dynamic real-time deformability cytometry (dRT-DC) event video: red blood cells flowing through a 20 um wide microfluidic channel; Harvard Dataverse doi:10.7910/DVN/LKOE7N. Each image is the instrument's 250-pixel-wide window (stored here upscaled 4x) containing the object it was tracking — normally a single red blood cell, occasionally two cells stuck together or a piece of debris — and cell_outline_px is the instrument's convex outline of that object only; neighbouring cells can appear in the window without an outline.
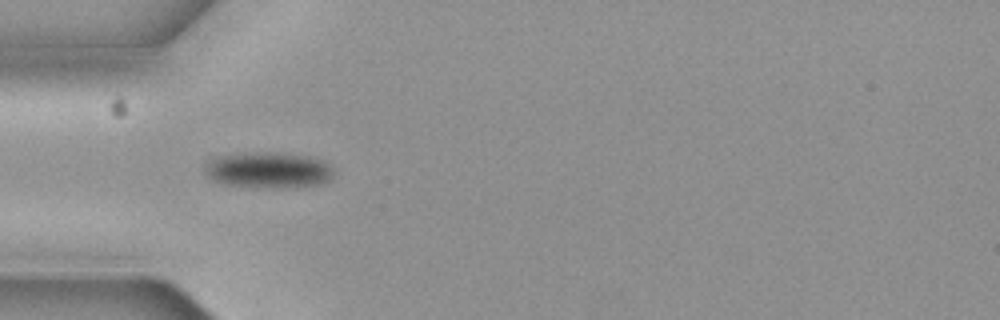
{"species": "common noctule bat (a hibernating species)", "species_latin": "Nyctalus noctula", "temperature_condition": "cold", "stored_images_in_passage": 13, "camera_frame_rate_fps": 3000, "um_per_image_px": 0.085, "animal": {"sex": "female", "body_mass_g": 19.3, "forearm_length_mm": 54.1}, "frame": {"image": 1, "passage_image": 3, "time_ms": 0.667, "image_size_px": [1000, 320], "cell_outline_px": [[336, 172], [332, 180], [320, 184], [296, 188], [276, 188], [228, 184], [216, 180], [208, 176], [204, 172], [204, 164], [220, 156], [268, 152], [276, 152], [308, 156], [324, 160]], "centroid_in_image_um": [22.94, 14.47], "position_along_channel_um": 62.1, "area_um2": 26.93}}
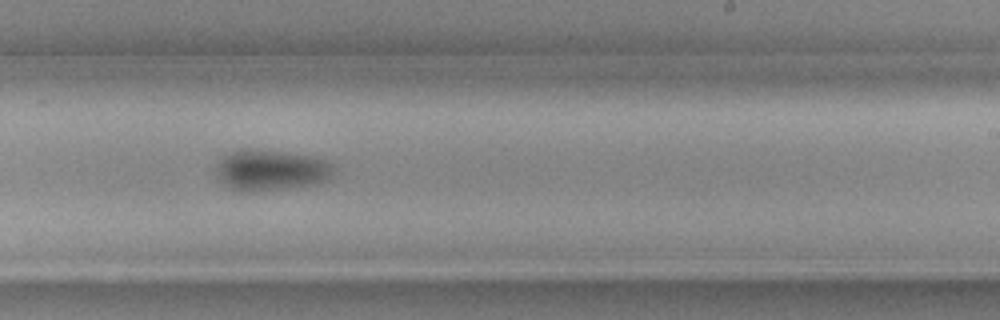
{"frame": {"image": 2, "passage_image": 8, "time_ms": 2.333, "image_size_px": [1000, 320], "cell_outline_px": [[332, 172], [328, 180], [316, 184], [244, 192], [232, 188], [220, 180], [216, 168], [216, 164], [220, 156], [244, 148], [256, 148], [284, 152], [308, 156], [328, 160], [332, 164]], "centroid_in_image_um": [23.0, 14.43], "position_along_channel_um": 266.0, "area_um2": 27.74}}
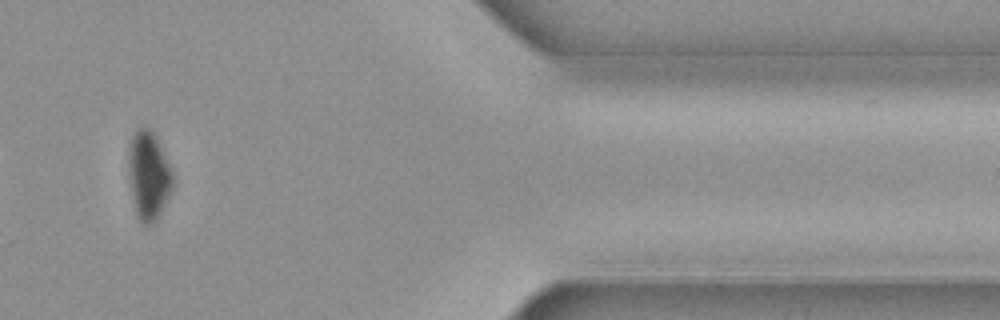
{"frame": {"image": 3, "passage_image": 11, "time_ms": 3.333, "image_size_px": [1000, 320], "cell_outline_px": [[172, 188], [156, 220], [152, 224], [144, 224], [136, 216], [132, 196], [128, 156], [132, 136], [136, 128], [140, 124], [148, 124], [156, 136], [160, 144], [168, 164], [172, 176]], "centroid_in_image_um": [12.61, 14.84], "position_along_channel_um": 398.8, "area_um2": 22.48}}